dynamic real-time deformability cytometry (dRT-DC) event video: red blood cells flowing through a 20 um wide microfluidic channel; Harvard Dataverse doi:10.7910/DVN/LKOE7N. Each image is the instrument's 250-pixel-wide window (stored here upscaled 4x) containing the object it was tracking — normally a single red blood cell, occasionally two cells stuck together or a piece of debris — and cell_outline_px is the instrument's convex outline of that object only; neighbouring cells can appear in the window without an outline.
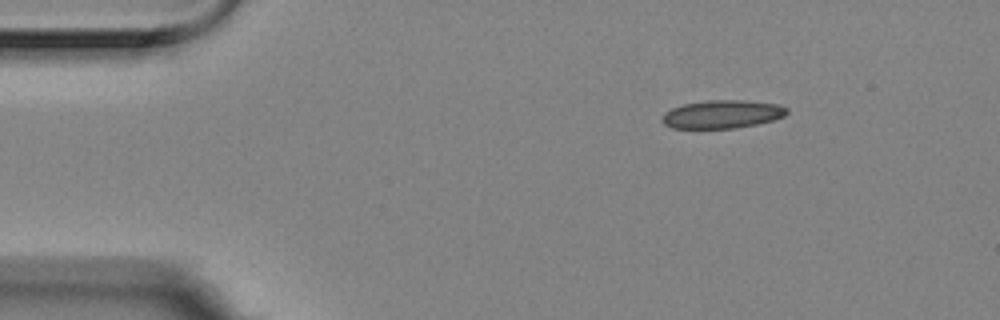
{"species": "Egyptian fruit bat (a non-hibernating species)", "species_latin": "Rousettus aegyptiacus", "temperature_condition": "room temperature", "stored_images_in_passage": 4, "camera_frame_rate_fps": 3000, "um_per_image_px": 0.085, "animal": {"sex": "female"}, "frame": {"image": 1, "passage_image": 1, "time_ms": 0.0, "image_size_px": [1000, 320], "cell_outline_px": [[788, 112], [784, 116], [772, 120], [756, 124], [736, 128], [672, 128], [664, 124], [660, 120], [664, 112], [672, 108], [684, 104], [708, 100], [744, 100], [780, 104], [788, 108]], "centroid_in_image_um": [61.38, 9.7], "position_along_channel_um": 23.6, "area_um2": 20.58}}
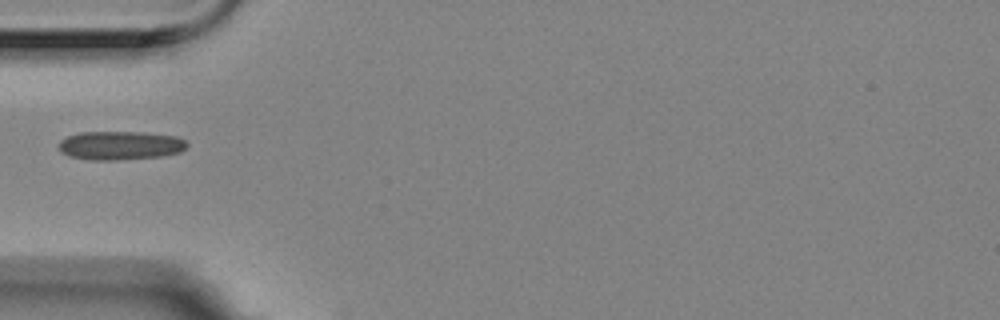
{"frame": {"image": 2, "passage_image": 4, "time_ms": 1.0, "image_size_px": [1000, 320], "cell_outline_px": [[188, 144], [180, 152], [160, 156], [116, 160], [92, 160], [72, 156], [60, 152], [56, 144], [60, 140], [68, 136], [80, 132], [144, 132], [176, 136], [184, 140]], "centroid_in_image_um": [10.18, 12.35], "position_along_channel_um": 74.8, "area_um2": 21.44}}